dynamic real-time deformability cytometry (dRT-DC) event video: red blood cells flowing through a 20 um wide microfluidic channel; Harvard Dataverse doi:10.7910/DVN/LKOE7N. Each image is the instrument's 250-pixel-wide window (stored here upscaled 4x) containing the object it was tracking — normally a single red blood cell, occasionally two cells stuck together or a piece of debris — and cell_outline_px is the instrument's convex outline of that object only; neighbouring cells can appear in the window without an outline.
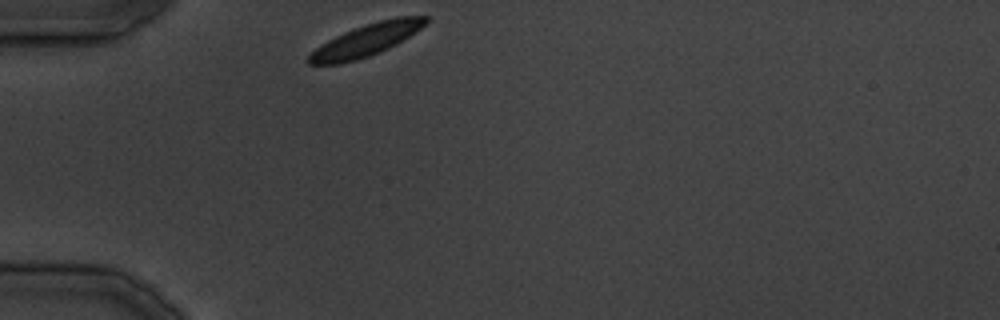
{"species": "common noctule bat (a hibernating species)", "species_latin": "Nyctalus noctula", "temperature_condition": "cold", "stored_images_in_passage": 5, "camera_frame_rate_fps": 3000, "um_per_image_px": 0.085, "animal": {"sex": "male", "body_mass_g": 19.5, "forearm_length_mm": 54.6}, "frame": {"image": 1, "passage_image": 1, "time_ms": 0.0, "image_size_px": [1000, 320], "cell_outline_px": [[428, 20], [416, 32], [396, 44], [380, 52], [356, 60], [340, 64], [308, 64], [308, 56], [316, 48], [328, 40], [344, 32], [380, 20], [396, 16], [428, 16]], "centroid_in_image_um": [31.14, 3.41], "position_along_channel_um": 53.9, "area_um2": 21.44}}